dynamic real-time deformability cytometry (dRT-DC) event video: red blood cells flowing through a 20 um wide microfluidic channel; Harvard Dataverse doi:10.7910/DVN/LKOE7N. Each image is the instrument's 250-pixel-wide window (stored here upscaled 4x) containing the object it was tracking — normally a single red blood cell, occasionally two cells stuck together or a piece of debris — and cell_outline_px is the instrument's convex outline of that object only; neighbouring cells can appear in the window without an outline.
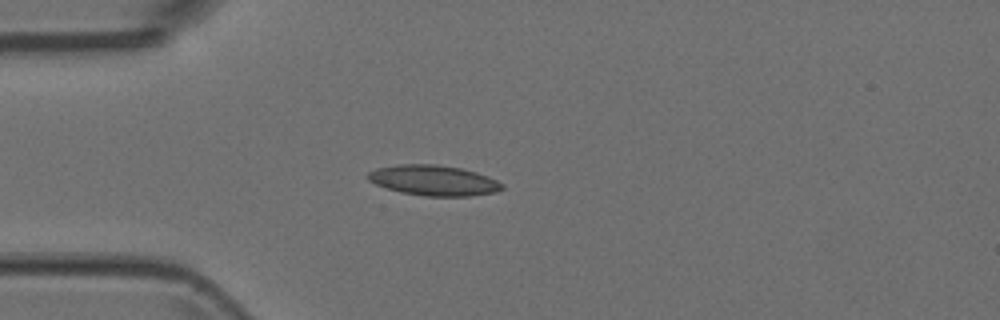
{"species": "Egyptian fruit bat (a non-hibernating species)", "species_latin": "Rousettus aegyptiacus", "temperature_condition": "room temperature", "stored_images_in_passage": 5, "camera_frame_rate_fps": 3000, "um_per_image_px": 0.085, "animal": {"sex": "female"}, "frame": {"image": 1, "passage_image": 3, "time_ms": 0.667, "image_size_px": [1000, 320], "cell_outline_px": [[504, 188], [496, 192], [468, 196], [424, 196], [400, 192], [376, 184], [368, 180], [364, 176], [368, 172], [376, 168], [400, 164], [436, 164], [460, 168], [476, 172], [488, 176], [504, 184]], "centroid_in_image_um": [36.84, 15.33], "position_along_channel_um": 48.2, "area_um2": 23.81}}
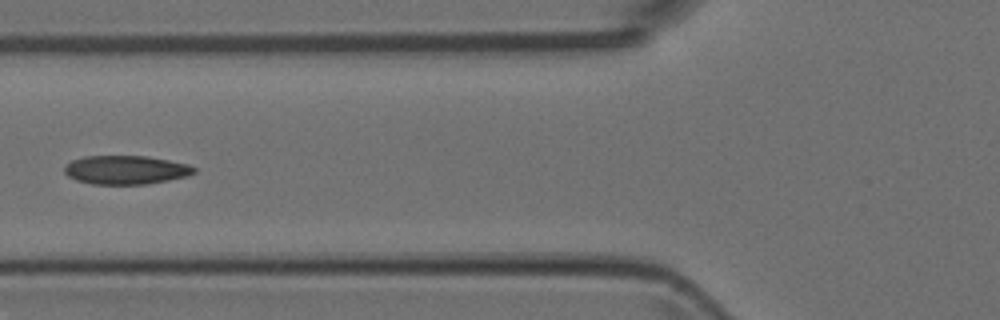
{"frame": {"image": 2, "passage_image": 5, "time_ms": 1.333, "image_size_px": [1000, 320], "cell_outline_px": [[196, 172], [188, 176], [148, 184], [92, 184], [76, 180], [68, 176], [64, 172], [64, 164], [72, 160], [84, 156], [144, 156], [168, 160], [188, 164], [196, 168]], "centroid_in_image_um": [10.68, 14.44], "position_along_channel_um": 115.1, "area_um2": 21.79}}